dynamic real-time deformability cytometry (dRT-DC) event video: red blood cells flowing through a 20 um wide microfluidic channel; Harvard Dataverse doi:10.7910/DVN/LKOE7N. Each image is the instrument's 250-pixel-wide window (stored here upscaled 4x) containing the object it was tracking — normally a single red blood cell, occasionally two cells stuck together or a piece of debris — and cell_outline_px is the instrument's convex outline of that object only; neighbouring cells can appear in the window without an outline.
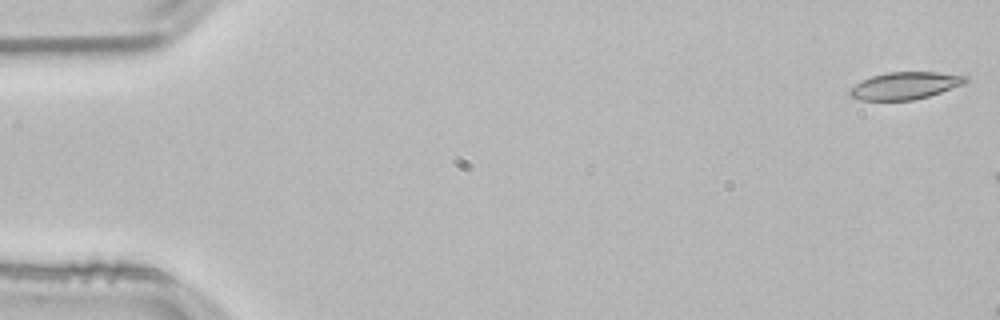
{"species": "common noctule bat (a hibernating species)", "species_latin": "Nyctalus noctula", "temperature_condition": "room temperature", "stored_images_in_passage": 8, "camera_frame_rate_fps": 3000, "um_per_image_px": 0.085, "animal": {"sex": "male", "body_mass_g": 21.5, "forearm_length_mm": 52.0}, "frame": {"image": 1, "passage_image": 1, "time_ms": 0.0, "image_size_px": [1000, 320], "cell_outline_px": [[968, 80], [964, 84], [928, 96], [912, 100], [860, 100], [848, 96], [848, 88], [872, 76], [888, 72], [968, 72]], "centroid_in_image_um": [77.01, 7.26], "position_along_channel_um": 8.0, "area_um2": 18.79}}